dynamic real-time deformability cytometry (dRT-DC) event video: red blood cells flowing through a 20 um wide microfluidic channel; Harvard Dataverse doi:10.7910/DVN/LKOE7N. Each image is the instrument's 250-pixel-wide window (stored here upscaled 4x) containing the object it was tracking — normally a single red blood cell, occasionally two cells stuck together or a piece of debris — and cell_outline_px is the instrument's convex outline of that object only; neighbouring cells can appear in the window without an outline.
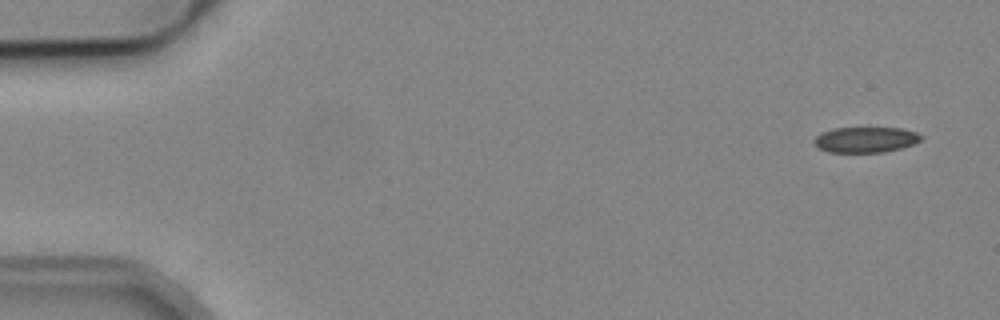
{"species": "common noctule bat (a hibernating species)", "species_latin": "Nyctalus noctula", "temperature_condition": "cold", "stored_images_in_passage": 3, "camera_frame_rate_fps": 3000, "um_per_image_px": 0.085, "animal": {"sex": "male", "body_mass_g": 19.2, "forearm_length_mm": 51.8}, "frame": {"image": 1, "passage_image": 1, "time_ms": 0.0, "image_size_px": [1000, 320], "cell_outline_px": [[924, 140], [900, 148], [884, 152], [828, 152], [816, 148], [812, 140], [816, 136], [832, 128], [900, 128], [916, 132], [924, 136]], "centroid_in_image_um": [73.57, 11.87], "position_along_channel_um": 11.4, "area_um2": 16.07}}